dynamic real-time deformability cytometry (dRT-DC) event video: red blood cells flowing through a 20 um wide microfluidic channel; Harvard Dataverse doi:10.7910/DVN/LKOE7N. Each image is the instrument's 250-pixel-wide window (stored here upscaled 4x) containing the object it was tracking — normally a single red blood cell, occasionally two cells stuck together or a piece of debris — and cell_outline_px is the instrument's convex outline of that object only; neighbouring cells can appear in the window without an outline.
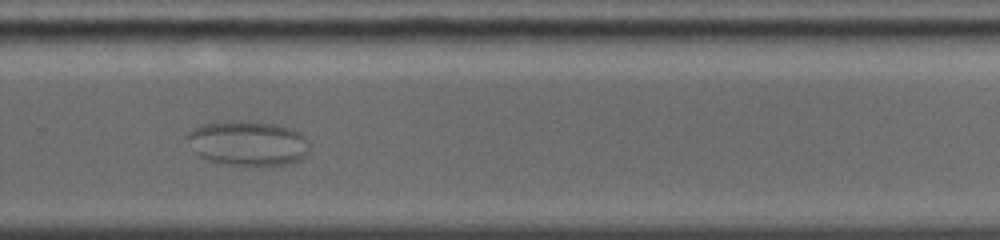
{"species": "common noctule bat (a hibernating species)", "species_latin": "Nyctalus noctula", "temperature_condition": "warm", "stored_images_in_passage": 27, "camera_frame_rate_fps": 5000, "um_per_image_px": 0.085, "animal": {"sex": "female", "body_mass_g": 19.0, "forearm_length_mm": 56.7}, "frame": {"image": 1, "passage_image": 20, "time_ms": 9.2, "image_size_px": [1000, 240], "cell_outline_px": [[308, 152], [300, 160], [288, 164], [260, 168], [252, 168], [216, 164], [200, 156], [196, 152], [188, 136], [188, 132], [192, 128], [204, 124], [228, 120], [244, 120], [276, 124], [292, 128], [300, 132], [304, 136], [308, 144]], "centroid_in_image_um": [21.11, 12.21], "position_along_channel_um": 308.7, "area_um2": 32.89}}